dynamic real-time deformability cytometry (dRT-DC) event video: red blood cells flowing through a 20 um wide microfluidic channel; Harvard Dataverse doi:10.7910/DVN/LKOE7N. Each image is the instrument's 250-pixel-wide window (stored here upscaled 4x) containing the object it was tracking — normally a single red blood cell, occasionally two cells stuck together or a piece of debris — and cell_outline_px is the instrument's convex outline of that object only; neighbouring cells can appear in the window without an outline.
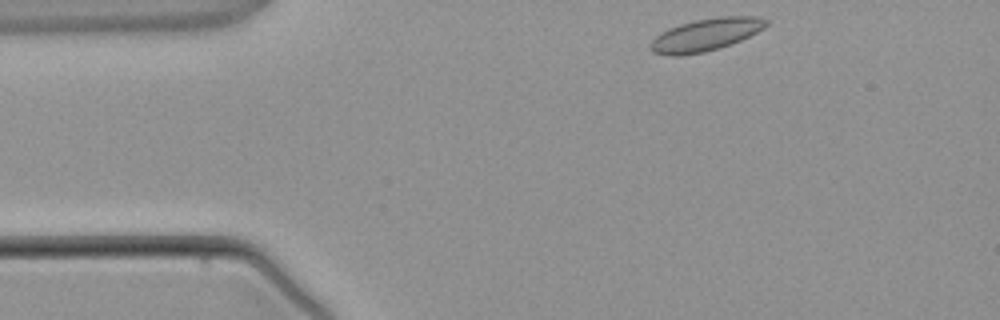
{"species": "common noctule bat (a hibernating species)", "species_latin": "Nyctalus noctula", "temperature_condition": "warm", "stored_images_in_passage": 3, "camera_frame_rate_fps": 3000, "um_per_image_px": 0.085, "animal": {"sex": "male", "body_mass_g": 21.5, "forearm_length_mm": 52.0}, "frame": {"image": 1, "passage_image": 1, "time_ms": 0.0, "image_size_px": [1000, 320], "cell_outline_px": [[768, 24], [764, 28], [740, 40], [720, 48], [704, 52], [676, 56], [668, 56], [652, 52], [648, 48], [648, 44], [660, 32], [668, 28], [680, 24], [696, 20], [720, 16], [760, 16], [768, 20]], "centroid_in_image_um": [59.95, 2.95], "position_along_channel_um": 25.1, "area_um2": 22.02}}
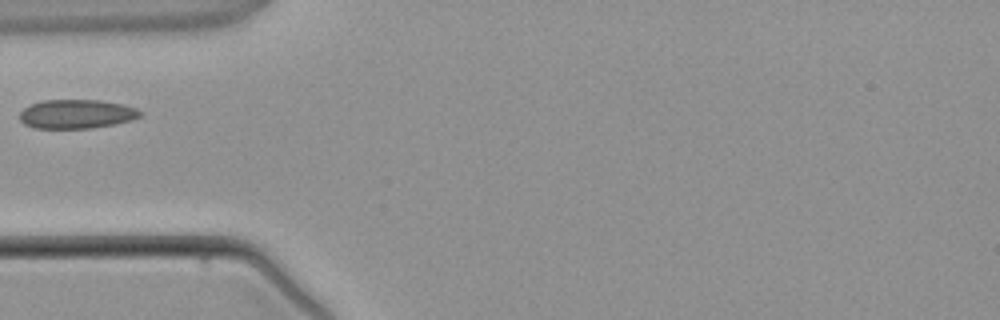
{"frame": {"image": 2, "passage_image": 3, "time_ms": 2.333, "image_size_px": [1000, 320], "cell_outline_px": [[144, 112], [140, 116], [132, 120], [116, 124], [92, 128], [36, 128], [24, 124], [20, 120], [20, 112], [28, 104], [40, 100], [100, 100], [124, 104], [136, 108]], "centroid_in_image_um": [6.52, 9.68], "position_along_channel_um": 78.5, "area_um2": 20.63}}